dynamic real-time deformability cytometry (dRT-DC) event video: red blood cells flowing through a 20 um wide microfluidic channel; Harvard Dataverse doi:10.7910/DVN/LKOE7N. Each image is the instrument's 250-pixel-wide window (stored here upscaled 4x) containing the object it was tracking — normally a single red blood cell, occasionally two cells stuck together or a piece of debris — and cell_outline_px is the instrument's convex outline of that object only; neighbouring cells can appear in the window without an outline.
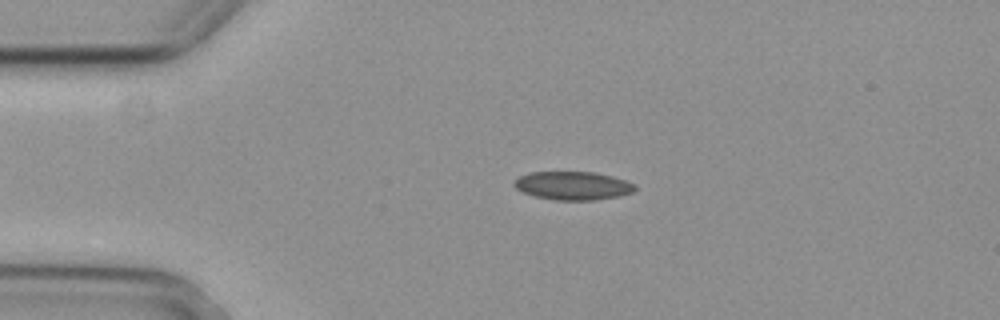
{"species": "common noctule bat (a hibernating species)", "species_latin": "Nyctalus noctula", "temperature_condition": "cold", "stored_images_in_passage": 3, "camera_frame_rate_fps": 3000, "um_per_image_px": 0.085, "animal": {"sex": "female", "body_mass_g": 29.2, "forearm_length_mm": 56.3}, "frame": {"image": 1, "passage_image": 2, "time_ms": 0.333, "image_size_px": [1000, 320], "cell_outline_px": [[636, 188], [632, 192], [620, 196], [592, 200], [552, 200], [532, 196], [516, 188], [512, 184], [512, 180], [528, 172], [596, 172], [612, 176], [636, 184]], "centroid_in_image_um": [48.66, 15.78], "position_along_channel_um": 36.3, "area_um2": 20.17}}